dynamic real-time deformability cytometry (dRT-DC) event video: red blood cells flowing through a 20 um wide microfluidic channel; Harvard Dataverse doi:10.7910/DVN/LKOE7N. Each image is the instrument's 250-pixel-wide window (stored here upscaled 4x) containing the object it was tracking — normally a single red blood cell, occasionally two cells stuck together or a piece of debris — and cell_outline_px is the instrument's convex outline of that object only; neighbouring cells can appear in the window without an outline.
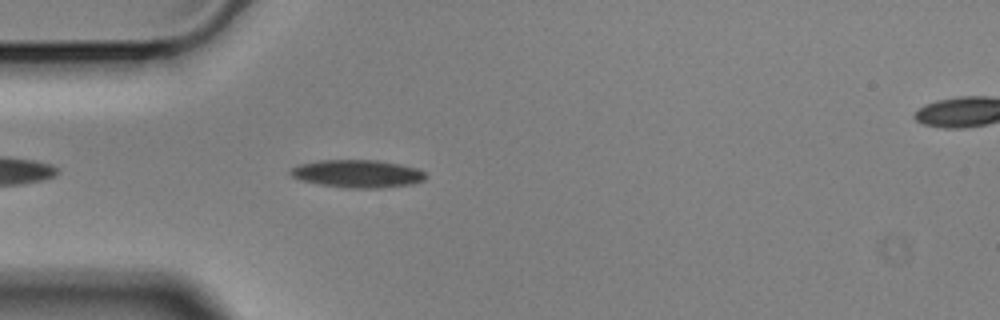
{"species": "Egyptian fruit bat (a non-hibernating species)", "species_latin": "Rousettus aegyptiacus", "temperature_condition": "cold", "stored_images_in_passage": 45, "camera_frame_rate_fps": 3000, "um_per_image_px": 0.085, "animal": {"sex": "male"}, "frame": {"image": 1, "passage_image": 4, "time_ms": 1.0, "image_size_px": [1000, 320], "cell_outline_px": [[428, 176], [424, 180], [412, 184], [384, 188], [344, 188], [320, 184], [300, 180], [292, 176], [288, 172], [292, 168], [300, 164], [316, 160], [376, 160], [400, 164], [416, 168], [424, 172]], "centroid_in_image_um": [30.39, 14.77], "position_along_channel_um": 54.6, "area_um2": 22.02}}
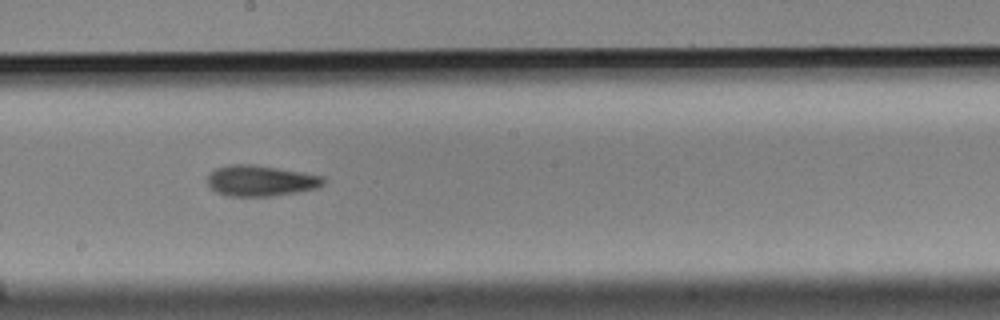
{"frame": {"image": 2, "passage_image": 19, "time_ms": 6.0, "image_size_px": [1000, 320], "cell_outline_px": [[324, 184], [316, 188], [296, 192], [272, 196], [228, 196], [216, 192], [208, 184], [208, 176], [216, 168], [228, 164], [252, 164], [324, 176]], "centroid_in_image_um": [22.14, 15.36], "position_along_channel_um": 226.1, "area_um2": 20.63}}
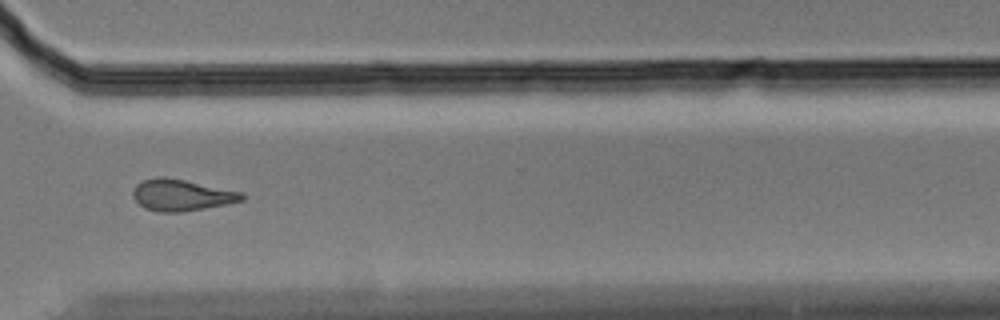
{"frame": {"image": 3, "passage_image": 30, "time_ms": 9.667, "image_size_px": [1000, 320], "cell_outline_px": [[244, 200], [204, 208], [180, 212], [160, 212], [144, 208], [132, 196], [132, 192], [136, 184], [144, 180], [156, 176], [164, 176], [244, 192]], "centroid_in_image_um": [15.41, 16.57], "position_along_channel_um": 355.2, "area_um2": 19.88}, "authors_computed_cell_mechanics": {"area_um2": 20.1144, "velocity_mm_per_s": 3.5243, "shape_relaxation_time_tau1_ms": 6.7439, "shape_relaxation_time_tau2_ms": 6.9638, "deformation_change_tau1": 0.1391, "deformation_change_tau2": 0.1686}}